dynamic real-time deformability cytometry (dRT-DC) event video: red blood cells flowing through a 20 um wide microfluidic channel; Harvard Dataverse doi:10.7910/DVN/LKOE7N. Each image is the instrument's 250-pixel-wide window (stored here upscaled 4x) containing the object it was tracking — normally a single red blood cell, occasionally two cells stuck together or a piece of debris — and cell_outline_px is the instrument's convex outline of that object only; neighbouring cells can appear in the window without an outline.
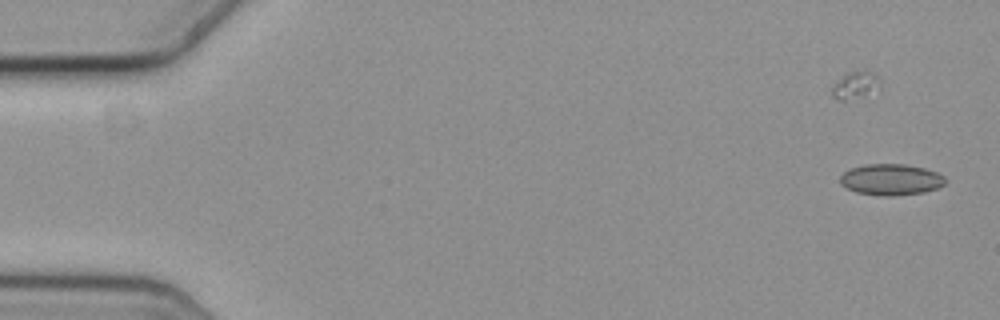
{"species": "common noctule bat (a hibernating species)", "species_latin": "Nyctalus noctula", "temperature_condition": "cold", "stored_images_in_passage": 56, "camera_frame_rate_fps": 3000, "um_per_image_px": 0.085, "animal": {"sex": "female", "body_mass_g": 19.3, "forearm_length_mm": 54.1}, "frame": {"image": 1, "passage_image": 1, "time_ms": 0.0, "image_size_px": [1000, 320], "cell_outline_px": [[944, 184], [936, 188], [924, 192], [892, 196], [884, 196], [856, 192], [840, 184], [840, 176], [844, 172], [852, 168], [864, 164], [904, 164], [924, 168], [936, 172], [944, 176]], "centroid_in_image_um": [75.71, 15.26], "position_along_channel_um": 9.3, "area_um2": 18.96}}
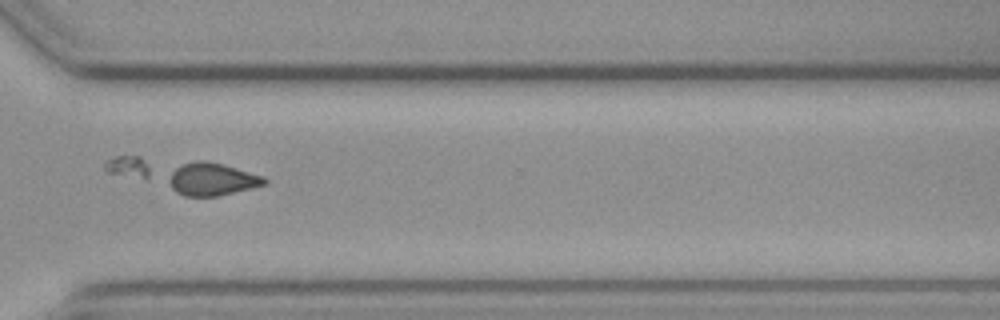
{"frame": {"image": 2, "passage_image": 41, "time_ms": 13.333, "image_size_px": [1000, 320], "cell_outline_px": [[268, 180], [264, 184], [252, 188], [220, 196], [184, 196], [176, 192], [172, 188], [168, 180], [172, 172], [180, 164], [196, 160], [204, 160], [224, 164], [264, 176]], "centroid_in_image_um": [18.02, 15.23], "position_along_channel_um": 352.6, "area_um2": 18.32}}
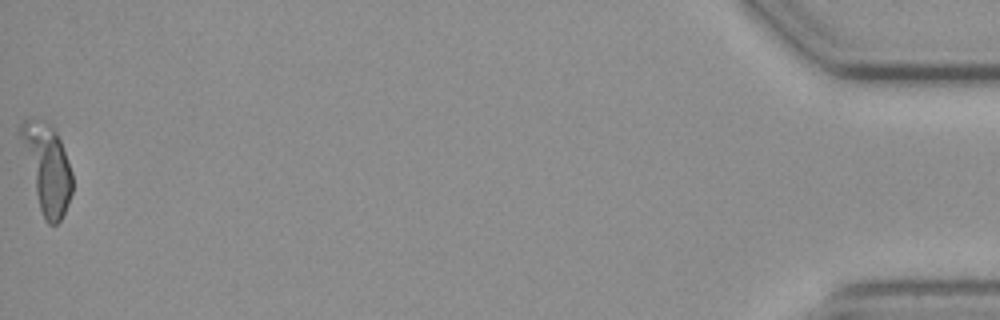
{"frame": {"image": 3, "passage_image": 56, "time_ms": 18.333, "image_size_px": [1000, 320], "cell_outline_px": [[72, 192], [68, 204], [60, 220], [56, 224], [48, 224], [44, 220], [40, 208], [16, 128], [28, 116], [32, 116], [44, 120], [52, 124], [60, 140], [72, 172]], "centroid_in_image_um": [3.96, 14.19], "position_along_channel_um": 431.2, "area_um2": 26.7}, "authors_computed_cell_mechanics": {"area_um2": 18.6116, "velocity_mm_per_s": 3.6523, "shape_relaxation_time_tau1_ms": 7.2885, "shape_relaxation_time_tau2_ms": 4.4813, "deformation_change_tau1": 0.109, "deformation_change_tau2": 0.0742}}